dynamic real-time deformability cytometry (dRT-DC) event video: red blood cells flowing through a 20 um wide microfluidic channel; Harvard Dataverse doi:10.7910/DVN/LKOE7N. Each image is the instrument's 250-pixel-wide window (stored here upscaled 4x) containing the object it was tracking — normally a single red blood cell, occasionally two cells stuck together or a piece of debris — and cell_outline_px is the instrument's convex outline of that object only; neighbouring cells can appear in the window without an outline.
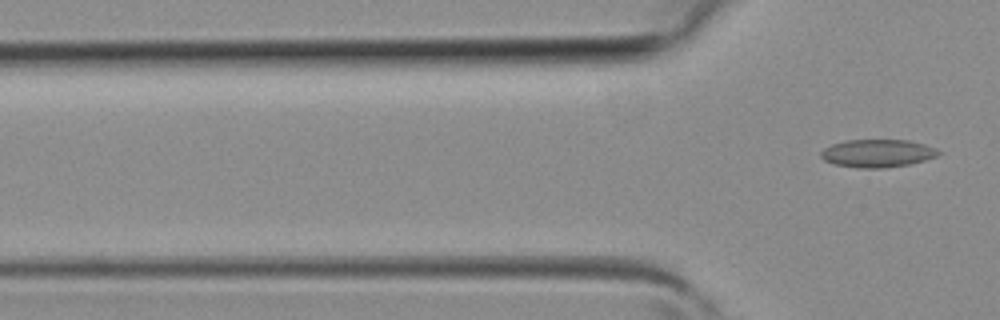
{"species": "common noctule bat (a hibernating species)", "species_latin": "Nyctalus noctula", "temperature_condition": "room temperature", "stored_images_in_passage": 4, "camera_frame_rate_fps": 3000, "um_per_image_px": 0.085, "animal": {"sex": "female", "body_mass_g": 19.3, "forearm_length_mm": 54.1}, "frame": {"image": 1, "passage_image": 4, "time_ms": 1.0, "image_size_px": [1000, 320], "cell_outline_px": [[940, 152], [936, 156], [924, 160], [908, 164], [884, 168], [856, 168], [836, 164], [824, 160], [820, 156], [820, 152], [824, 148], [832, 144], [844, 140], [908, 140], [924, 144], [936, 148]], "centroid_in_image_um": [74.55, 13.02], "position_along_channel_um": 51.2, "area_um2": 19.02}}